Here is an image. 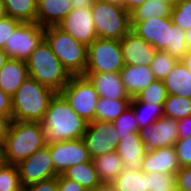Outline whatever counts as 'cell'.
<instances>
[{
    "label": "cell",
    "instance_id": "6da1fadb",
    "mask_svg": "<svg viewBox=\"0 0 191 191\" xmlns=\"http://www.w3.org/2000/svg\"><path fill=\"white\" fill-rule=\"evenodd\" d=\"M131 30L143 38L156 51H166L182 61L190 51L186 31L173 24L171 17L130 21Z\"/></svg>",
    "mask_w": 191,
    "mask_h": 191
},
{
    "label": "cell",
    "instance_id": "7a4b0ae2",
    "mask_svg": "<svg viewBox=\"0 0 191 191\" xmlns=\"http://www.w3.org/2000/svg\"><path fill=\"white\" fill-rule=\"evenodd\" d=\"M41 124L46 144L81 139L88 125L60 93L51 99Z\"/></svg>",
    "mask_w": 191,
    "mask_h": 191
},
{
    "label": "cell",
    "instance_id": "3957f363",
    "mask_svg": "<svg viewBox=\"0 0 191 191\" xmlns=\"http://www.w3.org/2000/svg\"><path fill=\"white\" fill-rule=\"evenodd\" d=\"M56 92L30 76L11 97L12 121L39 122Z\"/></svg>",
    "mask_w": 191,
    "mask_h": 191
},
{
    "label": "cell",
    "instance_id": "277c9868",
    "mask_svg": "<svg viewBox=\"0 0 191 191\" xmlns=\"http://www.w3.org/2000/svg\"><path fill=\"white\" fill-rule=\"evenodd\" d=\"M45 145L44 128L41 123L11 121L2 146L5 163L17 165Z\"/></svg>",
    "mask_w": 191,
    "mask_h": 191
},
{
    "label": "cell",
    "instance_id": "5b68a950",
    "mask_svg": "<svg viewBox=\"0 0 191 191\" xmlns=\"http://www.w3.org/2000/svg\"><path fill=\"white\" fill-rule=\"evenodd\" d=\"M28 74L40 84L59 93L72 77L44 39L25 61Z\"/></svg>",
    "mask_w": 191,
    "mask_h": 191
},
{
    "label": "cell",
    "instance_id": "8992f818",
    "mask_svg": "<svg viewBox=\"0 0 191 191\" xmlns=\"http://www.w3.org/2000/svg\"><path fill=\"white\" fill-rule=\"evenodd\" d=\"M45 40L52 52L71 76H84L87 67V49L57 26L45 28Z\"/></svg>",
    "mask_w": 191,
    "mask_h": 191
},
{
    "label": "cell",
    "instance_id": "52a82bcc",
    "mask_svg": "<svg viewBox=\"0 0 191 191\" xmlns=\"http://www.w3.org/2000/svg\"><path fill=\"white\" fill-rule=\"evenodd\" d=\"M98 38L121 40L130 30V14L119 4L95 1L91 7Z\"/></svg>",
    "mask_w": 191,
    "mask_h": 191
},
{
    "label": "cell",
    "instance_id": "ba28073f",
    "mask_svg": "<svg viewBox=\"0 0 191 191\" xmlns=\"http://www.w3.org/2000/svg\"><path fill=\"white\" fill-rule=\"evenodd\" d=\"M124 66L120 40L96 38L88 46L85 73H120Z\"/></svg>",
    "mask_w": 191,
    "mask_h": 191
},
{
    "label": "cell",
    "instance_id": "9c48e42d",
    "mask_svg": "<svg viewBox=\"0 0 191 191\" xmlns=\"http://www.w3.org/2000/svg\"><path fill=\"white\" fill-rule=\"evenodd\" d=\"M59 93L83 120L87 123L95 121V106L99 95L86 77L72 76Z\"/></svg>",
    "mask_w": 191,
    "mask_h": 191
},
{
    "label": "cell",
    "instance_id": "30bf717a",
    "mask_svg": "<svg viewBox=\"0 0 191 191\" xmlns=\"http://www.w3.org/2000/svg\"><path fill=\"white\" fill-rule=\"evenodd\" d=\"M44 39V27L36 22H22L6 40L3 50L8 58L25 62Z\"/></svg>",
    "mask_w": 191,
    "mask_h": 191
},
{
    "label": "cell",
    "instance_id": "8fae6325",
    "mask_svg": "<svg viewBox=\"0 0 191 191\" xmlns=\"http://www.w3.org/2000/svg\"><path fill=\"white\" fill-rule=\"evenodd\" d=\"M22 186L31 185L40 181L59 176L55 171L50 150L47 145L36 151L27 159L17 164Z\"/></svg>",
    "mask_w": 191,
    "mask_h": 191
},
{
    "label": "cell",
    "instance_id": "7c38bea8",
    "mask_svg": "<svg viewBox=\"0 0 191 191\" xmlns=\"http://www.w3.org/2000/svg\"><path fill=\"white\" fill-rule=\"evenodd\" d=\"M82 140L91 159L102 154L115 152L119 143L113 123L97 120L88 123Z\"/></svg>",
    "mask_w": 191,
    "mask_h": 191
},
{
    "label": "cell",
    "instance_id": "4fadbf2b",
    "mask_svg": "<svg viewBox=\"0 0 191 191\" xmlns=\"http://www.w3.org/2000/svg\"><path fill=\"white\" fill-rule=\"evenodd\" d=\"M146 151L174 146L178 138L177 120L162 116L154 123L138 131Z\"/></svg>",
    "mask_w": 191,
    "mask_h": 191
},
{
    "label": "cell",
    "instance_id": "5bb4252c",
    "mask_svg": "<svg viewBox=\"0 0 191 191\" xmlns=\"http://www.w3.org/2000/svg\"><path fill=\"white\" fill-rule=\"evenodd\" d=\"M46 145L49 147L55 171L59 175L74 165L92 160L82 138Z\"/></svg>",
    "mask_w": 191,
    "mask_h": 191
},
{
    "label": "cell",
    "instance_id": "9a60e30c",
    "mask_svg": "<svg viewBox=\"0 0 191 191\" xmlns=\"http://www.w3.org/2000/svg\"><path fill=\"white\" fill-rule=\"evenodd\" d=\"M57 27L86 47L98 38L91 8L72 9Z\"/></svg>",
    "mask_w": 191,
    "mask_h": 191
},
{
    "label": "cell",
    "instance_id": "2e32d148",
    "mask_svg": "<svg viewBox=\"0 0 191 191\" xmlns=\"http://www.w3.org/2000/svg\"><path fill=\"white\" fill-rule=\"evenodd\" d=\"M121 49L125 65H150L156 50L143 38L130 30L121 40Z\"/></svg>",
    "mask_w": 191,
    "mask_h": 191
},
{
    "label": "cell",
    "instance_id": "e0dca14e",
    "mask_svg": "<svg viewBox=\"0 0 191 191\" xmlns=\"http://www.w3.org/2000/svg\"><path fill=\"white\" fill-rule=\"evenodd\" d=\"M179 169L180 165L174 146L146 151L141 165L144 173L159 172L176 175Z\"/></svg>",
    "mask_w": 191,
    "mask_h": 191
},
{
    "label": "cell",
    "instance_id": "ac0fdd59",
    "mask_svg": "<svg viewBox=\"0 0 191 191\" xmlns=\"http://www.w3.org/2000/svg\"><path fill=\"white\" fill-rule=\"evenodd\" d=\"M84 77L94 86L99 97L114 100L132 99L122 83L120 73H85Z\"/></svg>",
    "mask_w": 191,
    "mask_h": 191
},
{
    "label": "cell",
    "instance_id": "d6986e66",
    "mask_svg": "<svg viewBox=\"0 0 191 191\" xmlns=\"http://www.w3.org/2000/svg\"><path fill=\"white\" fill-rule=\"evenodd\" d=\"M71 11L69 0H37L35 22L44 28L57 26Z\"/></svg>",
    "mask_w": 191,
    "mask_h": 191
},
{
    "label": "cell",
    "instance_id": "ffe728a7",
    "mask_svg": "<svg viewBox=\"0 0 191 191\" xmlns=\"http://www.w3.org/2000/svg\"><path fill=\"white\" fill-rule=\"evenodd\" d=\"M116 152L124 163V169L141 170L146 149L140 141L138 133H130L120 139Z\"/></svg>",
    "mask_w": 191,
    "mask_h": 191
},
{
    "label": "cell",
    "instance_id": "44dd1931",
    "mask_svg": "<svg viewBox=\"0 0 191 191\" xmlns=\"http://www.w3.org/2000/svg\"><path fill=\"white\" fill-rule=\"evenodd\" d=\"M120 76L131 98L156 80L149 65H125L120 71Z\"/></svg>",
    "mask_w": 191,
    "mask_h": 191
},
{
    "label": "cell",
    "instance_id": "7402d4cb",
    "mask_svg": "<svg viewBox=\"0 0 191 191\" xmlns=\"http://www.w3.org/2000/svg\"><path fill=\"white\" fill-rule=\"evenodd\" d=\"M28 76L24 61L9 58L0 69V88L12 97Z\"/></svg>",
    "mask_w": 191,
    "mask_h": 191
},
{
    "label": "cell",
    "instance_id": "603a6c76",
    "mask_svg": "<svg viewBox=\"0 0 191 191\" xmlns=\"http://www.w3.org/2000/svg\"><path fill=\"white\" fill-rule=\"evenodd\" d=\"M168 95L191 99V73L183 61H178L163 79Z\"/></svg>",
    "mask_w": 191,
    "mask_h": 191
},
{
    "label": "cell",
    "instance_id": "cb8c5ba5",
    "mask_svg": "<svg viewBox=\"0 0 191 191\" xmlns=\"http://www.w3.org/2000/svg\"><path fill=\"white\" fill-rule=\"evenodd\" d=\"M92 161L101 183H112L124 170V163L116 151L102 154Z\"/></svg>",
    "mask_w": 191,
    "mask_h": 191
},
{
    "label": "cell",
    "instance_id": "d4e9b609",
    "mask_svg": "<svg viewBox=\"0 0 191 191\" xmlns=\"http://www.w3.org/2000/svg\"><path fill=\"white\" fill-rule=\"evenodd\" d=\"M171 0H146L130 13V21H147L152 18L171 17Z\"/></svg>",
    "mask_w": 191,
    "mask_h": 191
},
{
    "label": "cell",
    "instance_id": "484cf974",
    "mask_svg": "<svg viewBox=\"0 0 191 191\" xmlns=\"http://www.w3.org/2000/svg\"><path fill=\"white\" fill-rule=\"evenodd\" d=\"M62 175L69 180H75L87 191L94 190L101 183L92 160L74 165Z\"/></svg>",
    "mask_w": 191,
    "mask_h": 191
},
{
    "label": "cell",
    "instance_id": "4316f807",
    "mask_svg": "<svg viewBox=\"0 0 191 191\" xmlns=\"http://www.w3.org/2000/svg\"><path fill=\"white\" fill-rule=\"evenodd\" d=\"M130 103L131 99L114 100L99 97L95 106V120L113 122L130 106Z\"/></svg>",
    "mask_w": 191,
    "mask_h": 191
},
{
    "label": "cell",
    "instance_id": "83f0119b",
    "mask_svg": "<svg viewBox=\"0 0 191 191\" xmlns=\"http://www.w3.org/2000/svg\"><path fill=\"white\" fill-rule=\"evenodd\" d=\"M6 14L20 22H35L37 0H4Z\"/></svg>",
    "mask_w": 191,
    "mask_h": 191
},
{
    "label": "cell",
    "instance_id": "f1b7e54d",
    "mask_svg": "<svg viewBox=\"0 0 191 191\" xmlns=\"http://www.w3.org/2000/svg\"><path fill=\"white\" fill-rule=\"evenodd\" d=\"M116 191H148L146 173L124 169L112 182Z\"/></svg>",
    "mask_w": 191,
    "mask_h": 191
},
{
    "label": "cell",
    "instance_id": "f546056e",
    "mask_svg": "<svg viewBox=\"0 0 191 191\" xmlns=\"http://www.w3.org/2000/svg\"><path fill=\"white\" fill-rule=\"evenodd\" d=\"M130 106L135 112L139 130L154 123L163 116V105L142 103L133 97Z\"/></svg>",
    "mask_w": 191,
    "mask_h": 191
},
{
    "label": "cell",
    "instance_id": "4dcf8cb0",
    "mask_svg": "<svg viewBox=\"0 0 191 191\" xmlns=\"http://www.w3.org/2000/svg\"><path fill=\"white\" fill-rule=\"evenodd\" d=\"M191 115V99L168 95L163 105V116L180 120Z\"/></svg>",
    "mask_w": 191,
    "mask_h": 191
},
{
    "label": "cell",
    "instance_id": "1f68e13d",
    "mask_svg": "<svg viewBox=\"0 0 191 191\" xmlns=\"http://www.w3.org/2000/svg\"><path fill=\"white\" fill-rule=\"evenodd\" d=\"M167 97L163 80H155L135 96L139 102L158 105H164Z\"/></svg>",
    "mask_w": 191,
    "mask_h": 191
},
{
    "label": "cell",
    "instance_id": "d6a6232c",
    "mask_svg": "<svg viewBox=\"0 0 191 191\" xmlns=\"http://www.w3.org/2000/svg\"><path fill=\"white\" fill-rule=\"evenodd\" d=\"M178 60L166 51H156L150 69L156 80H163L176 65Z\"/></svg>",
    "mask_w": 191,
    "mask_h": 191
},
{
    "label": "cell",
    "instance_id": "836d02e7",
    "mask_svg": "<svg viewBox=\"0 0 191 191\" xmlns=\"http://www.w3.org/2000/svg\"><path fill=\"white\" fill-rule=\"evenodd\" d=\"M114 129L120 139L130 133H138L139 125L136 121V115L131 106H129L116 120L113 122Z\"/></svg>",
    "mask_w": 191,
    "mask_h": 191
},
{
    "label": "cell",
    "instance_id": "e575fe53",
    "mask_svg": "<svg viewBox=\"0 0 191 191\" xmlns=\"http://www.w3.org/2000/svg\"><path fill=\"white\" fill-rule=\"evenodd\" d=\"M146 184L148 191H176V175L146 173Z\"/></svg>",
    "mask_w": 191,
    "mask_h": 191
},
{
    "label": "cell",
    "instance_id": "d590c367",
    "mask_svg": "<svg viewBox=\"0 0 191 191\" xmlns=\"http://www.w3.org/2000/svg\"><path fill=\"white\" fill-rule=\"evenodd\" d=\"M21 189L17 165L5 163L0 168V191H21Z\"/></svg>",
    "mask_w": 191,
    "mask_h": 191
},
{
    "label": "cell",
    "instance_id": "8d00e7d4",
    "mask_svg": "<svg viewBox=\"0 0 191 191\" xmlns=\"http://www.w3.org/2000/svg\"><path fill=\"white\" fill-rule=\"evenodd\" d=\"M171 19L173 24L185 31L191 28V0H179L174 2Z\"/></svg>",
    "mask_w": 191,
    "mask_h": 191
},
{
    "label": "cell",
    "instance_id": "74e56055",
    "mask_svg": "<svg viewBox=\"0 0 191 191\" xmlns=\"http://www.w3.org/2000/svg\"><path fill=\"white\" fill-rule=\"evenodd\" d=\"M180 168L191 167V136L178 139L174 145Z\"/></svg>",
    "mask_w": 191,
    "mask_h": 191
},
{
    "label": "cell",
    "instance_id": "f35d334b",
    "mask_svg": "<svg viewBox=\"0 0 191 191\" xmlns=\"http://www.w3.org/2000/svg\"><path fill=\"white\" fill-rule=\"evenodd\" d=\"M21 23L9 16L0 18V50H3L6 40L9 39L10 35Z\"/></svg>",
    "mask_w": 191,
    "mask_h": 191
},
{
    "label": "cell",
    "instance_id": "ab89813d",
    "mask_svg": "<svg viewBox=\"0 0 191 191\" xmlns=\"http://www.w3.org/2000/svg\"><path fill=\"white\" fill-rule=\"evenodd\" d=\"M176 191H191V167L180 168L176 173Z\"/></svg>",
    "mask_w": 191,
    "mask_h": 191
},
{
    "label": "cell",
    "instance_id": "60d3db41",
    "mask_svg": "<svg viewBox=\"0 0 191 191\" xmlns=\"http://www.w3.org/2000/svg\"><path fill=\"white\" fill-rule=\"evenodd\" d=\"M21 191H58V176L49 180L22 186Z\"/></svg>",
    "mask_w": 191,
    "mask_h": 191
},
{
    "label": "cell",
    "instance_id": "b9f144b4",
    "mask_svg": "<svg viewBox=\"0 0 191 191\" xmlns=\"http://www.w3.org/2000/svg\"><path fill=\"white\" fill-rule=\"evenodd\" d=\"M58 191H87L75 180H69L62 174L58 176Z\"/></svg>",
    "mask_w": 191,
    "mask_h": 191
},
{
    "label": "cell",
    "instance_id": "7bdbcfd3",
    "mask_svg": "<svg viewBox=\"0 0 191 191\" xmlns=\"http://www.w3.org/2000/svg\"><path fill=\"white\" fill-rule=\"evenodd\" d=\"M0 115L9 117L12 120L11 97L0 88Z\"/></svg>",
    "mask_w": 191,
    "mask_h": 191
},
{
    "label": "cell",
    "instance_id": "ee69618b",
    "mask_svg": "<svg viewBox=\"0 0 191 191\" xmlns=\"http://www.w3.org/2000/svg\"><path fill=\"white\" fill-rule=\"evenodd\" d=\"M178 138L187 139L191 136V115L183 119L177 120Z\"/></svg>",
    "mask_w": 191,
    "mask_h": 191
},
{
    "label": "cell",
    "instance_id": "f6af8a7d",
    "mask_svg": "<svg viewBox=\"0 0 191 191\" xmlns=\"http://www.w3.org/2000/svg\"><path fill=\"white\" fill-rule=\"evenodd\" d=\"M11 121L12 120L9 117L0 115V147L3 146L8 135Z\"/></svg>",
    "mask_w": 191,
    "mask_h": 191
},
{
    "label": "cell",
    "instance_id": "bcb514c9",
    "mask_svg": "<svg viewBox=\"0 0 191 191\" xmlns=\"http://www.w3.org/2000/svg\"><path fill=\"white\" fill-rule=\"evenodd\" d=\"M72 9L91 8L95 0H69Z\"/></svg>",
    "mask_w": 191,
    "mask_h": 191
},
{
    "label": "cell",
    "instance_id": "7dc6e473",
    "mask_svg": "<svg viewBox=\"0 0 191 191\" xmlns=\"http://www.w3.org/2000/svg\"><path fill=\"white\" fill-rule=\"evenodd\" d=\"M146 0H124L123 8L130 14L137 7L142 5Z\"/></svg>",
    "mask_w": 191,
    "mask_h": 191
},
{
    "label": "cell",
    "instance_id": "c3c4849f",
    "mask_svg": "<svg viewBox=\"0 0 191 191\" xmlns=\"http://www.w3.org/2000/svg\"><path fill=\"white\" fill-rule=\"evenodd\" d=\"M91 191H116L112 183H100L94 190Z\"/></svg>",
    "mask_w": 191,
    "mask_h": 191
},
{
    "label": "cell",
    "instance_id": "681fc988",
    "mask_svg": "<svg viewBox=\"0 0 191 191\" xmlns=\"http://www.w3.org/2000/svg\"><path fill=\"white\" fill-rule=\"evenodd\" d=\"M184 64L187 66L188 70L191 73V49L190 51L185 55L184 59L182 60Z\"/></svg>",
    "mask_w": 191,
    "mask_h": 191
},
{
    "label": "cell",
    "instance_id": "f907efd6",
    "mask_svg": "<svg viewBox=\"0 0 191 191\" xmlns=\"http://www.w3.org/2000/svg\"><path fill=\"white\" fill-rule=\"evenodd\" d=\"M7 53L4 50H0V69L3 67V65L8 60Z\"/></svg>",
    "mask_w": 191,
    "mask_h": 191
},
{
    "label": "cell",
    "instance_id": "816d5d0a",
    "mask_svg": "<svg viewBox=\"0 0 191 191\" xmlns=\"http://www.w3.org/2000/svg\"><path fill=\"white\" fill-rule=\"evenodd\" d=\"M7 16L4 0H0V18Z\"/></svg>",
    "mask_w": 191,
    "mask_h": 191
},
{
    "label": "cell",
    "instance_id": "f5cc1de1",
    "mask_svg": "<svg viewBox=\"0 0 191 191\" xmlns=\"http://www.w3.org/2000/svg\"><path fill=\"white\" fill-rule=\"evenodd\" d=\"M95 1L107 2V3H116V4H119L123 7V1L124 0H95Z\"/></svg>",
    "mask_w": 191,
    "mask_h": 191
},
{
    "label": "cell",
    "instance_id": "db71d44e",
    "mask_svg": "<svg viewBox=\"0 0 191 191\" xmlns=\"http://www.w3.org/2000/svg\"><path fill=\"white\" fill-rule=\"evenodd\" d=\"M186 42L188 43V46L191 49V28H189L186 31Z\"/></svg>",
    "mask_w": 191,
    "mask_h": 191
},
{
    "label": "cell",
    "instance_id": "11a10c76",
    "mask_svg": "<svg viewBox=\"0 0 191 191\" xmlns=\"http://www.w3.org/2000/svg\"><path fill=\"white\" fill-rule=\"evenodd\" d=\"M5 164V159L3 155V149L0 147V168Z\"/></svg>",
    "mask_w": 191,
    "mask_h": 191
}]
</instances>
